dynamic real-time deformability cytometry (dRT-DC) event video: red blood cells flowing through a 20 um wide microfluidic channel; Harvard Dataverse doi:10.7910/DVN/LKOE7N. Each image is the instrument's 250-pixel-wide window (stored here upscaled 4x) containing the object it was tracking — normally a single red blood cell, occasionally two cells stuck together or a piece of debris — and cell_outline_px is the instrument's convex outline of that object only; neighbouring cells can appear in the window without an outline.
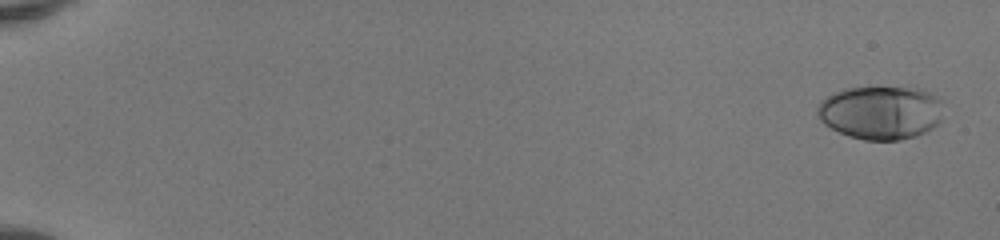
{"species": "human", "species_latin": "Homo sapiens", "temperature_condition": "room temperature", "stored_images_in_passage": 17, "camera_frame_rate_fps": 3000, "um_per_image_px": 0.085, "donor": {"sex": "female"}, "frame": {"image": 1, "passage_image": 2, "time_ms": 0.333, "image_size_px": [1000, 240], "cell_outline_px": [[940, 120], [932, 128], [916, 136], [900, 140], [864, 140], [848, 136], [824, 124], [820, 120], [816, 112], [816, 108], [820, 100], [844, 88], [920, 88], [936, 96], [940, 100]], "centroid_in_image_um": [74.82, 9.57], "position_along_channel_um": 10.2, "area_um2": 39.07}}